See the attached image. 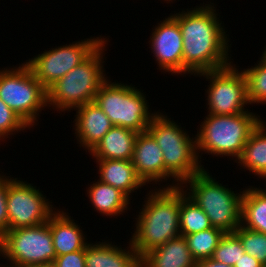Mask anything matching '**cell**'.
<instances>
[{"instance_id": "1", "label": "cell", "mask_w": 266, "mask_h": 267, "mask_svg": "<svg viewBox=\"0 0 266 267\" xmlns=\"http://www.w3.org/2000/svg\"><path fill=\"white\" fill-rule=\"evenodd\" d=\"M215 6L213 2H203L171 14L178 21L183 38V76H195L233 63L229 34Z\"/></svg>"}, {"instance_id": "2", "label": "cell", "mask_w": 266, "mask_h": 267, "mask_svg": "<svg viewBox=\"0 0 266 267\" xmlns=\"http://www.w3.org/2000/svg\"><path fill=\"white\" fill-rule=\"evenodd\" d=\"M135 217L130 242L140 257L165 244L180 232V187L158 188L152 185ZM157 187V188H156Z\"/></svg>"}, {"instance_id": "3", "label": "cell", "mask_w": 266, "mask_h": 267, "mask_svg": "<svg viewBox=\"0 0 266 267\" xmlns=\"http://www.w3.org/2000/svg\"><path fill=\"white\" fill-rule=\"evenodd\" d=\"M169 117L158 110L147 129L163 153L166 184L159 188L180 187L205 166L198 159L196 137L191 138L185 127Z\"/></svg>"}, {"instance_id": "4", "label": "cell", "mask_w": 266, "mask_h": 267, "mask_svg": "<svg viewBox=\"0 0 266 267\" xmlns=\"http://www.w3.org/2000/svg\"><path fill=\"white\" fill-rule=\"evenodd\" d=\"M107 38L85 61L47 89V108L59 113L94 101L101 85L109 78L104 69ZM105 72V73H104Z\"/></svg>"}, {"instance_id": "5", "label": "cell", "mask_w": 266, "mask_h": 267, "mask_svg": "<svg viewBox=\"0 0 266 267\" xmlns=\"http://www.w3.org/2000/svg\"><path fill=\"white\" fill-rule=\"evenodd\" d=\"M204 118L195 134L200 163L203 153L217 158L231 157L236 162L242 155L249 135L262 120L249 110L235 115L207 114Z\"/></svg>"}, {"instance_id": "6", "label": "cell", "mask_w": 266, "mask_h": 267, "mask_svg": "<svg viewBox=\"0 0 266 267\" xmlns=\"http://www.w3.org/2000/svg\"><path fill=\"white\" fill-rule=\"evenodd\" d=\"M208 171L203 168L180 187L205 212L212 227L234 233L241 223L244 188L234 192L233 188L219 183Z\"/></svg>"}, {"instance_id": "7", "label": "cell", "mask_w": 266, "mask_h": 267, "mask_svg": "<svg viewBox=\"0 0 266 267\" xmlns=\"http://www.w3.org/2000/svg\"><path fill=\"white\" fill-rule=\"evenodd\" d=\"M137 89L122 82H111L110 77L101 85L94 102L110 119L113 126H120L138 133L146 132L152 118L158 111L149 110L147 96ZM152 111V112H151Z\"/></svg>"}, {"instance_id": "8", "label": "cell", "mask_w": 266, "mask_h": 267, "mask_svg": "<svg viewBox=\"0 0 266 267\" xmlns=\"http://www.w3.org/2000/svg\"><path fill=\"white\" fill-rule=\"evenodd\" d=\"M0 70V99L30 128L47 108V90L23 62ZM39 116V117H38Z\"/></svg>"}, {"instance_id": "9", "label": "cell", "mask_w": 266, "mask_h": 267, "mask_svg": "<svg viewBox=\"0 0 266 267\" xmlns=\"http://www.w3.org/2000/svg\"><path fill=\"white\" fill-rule=\"evenodd\" d=\"M0 256L20 267L52 264L56 253L48 221L8 230L0 238Z\"/></svg>"}, {"instance_id": "10", "label": "cell", "mask_w": 266, "mask_h": 267, "mask_svg": "<svg viewBox=\"0 0 266 267\" xmlns=\"http://www.w3.org/2000/svg\"><path fill=\"white\" fill-rule=\"evenodd\" d=\"M107 37L97 36L77 40L71 44L55 46L24 62L36 79L47 90L69 71L85 61Z\"/></svg>"}, {"instance_id": "11", "label": "cell", "mask_w": 266, "mask_h": 267, "mask_svg": "<svg viewBox=\"0 0 266 267\" xmlns=\"http://www.w3.org/2000/svg\"><path fill=\"white\" fill-rule=\"evenodd\" d=\"M238 67L231 63L227 67L194 76L203 77L210 83L205 90L207 114L235 115L248 111L247 82Z\"/></svg>"}, {"instance_id": "12", "label": "cell", "mask_w": 266, "mask_h": 267, "mask_svg": "<svg viewBox=\"0 0 266 267\" xmlns=\"http://www.w3.org/2000/svg\"><path fill=\"white\" fill-rule=\"evenodd\" d=\"M20 179L7 176L8 230L46 223L57 210L43 191Z\"/></svg>"}, {"instance_id": "13", "label": "cell", "mask_w": 266, "mask_h": 267, "mask_svg": "<svg viewBox=\"0 0 266 267\" xmlns=\"http://www.w3.org/2000/svg\"><path fill=\"white\" fill-rule=\"evenodd\" d=\"M164 19L152 28L149 48L161 73L183 76V38L179 23L171 13Z\"/></svg>"}, {"instance_id": "14", "label": "cell", "mask_w": 266, "mask_h": 267, "mask_svg": "<svg viewBox=\"0 0 266 267\" xmlns=\"http://www.w3.org/2000/svg\"><path fill=\"white\" fill-rule=\"evenodd\" d=\"M131 161L137 176L145 185L166 183L163 153L147 131L138 133Z\"/></svg>"}, {"instance_id": "15", "label": "cell", "mask_w": 266, "mask_h": 267, "mask_svg": "<svg viewBox=\"0 0 266 267\" xmlns=\"http://www.w3.org/2000/svg\"><path fill=\"white\" fill-rule=\"evenodd\" d=\"M74 110L76 111V118L73 120L74 136L80 148L89 153L113 127V124L94 101Z\"/></svg>"}, {"instance_id": "16", "label": "cell", "mask_w": 266, "mask_h": 267, "mask_svg": "<svg viewBox=\"0 0 266 267\" xmlns=\"http://www.w3.org/2000/svg\"><path fill=\"white\" fill-rule=\"evenodd\" d=\"M127 243L128 247H122L109 240L89 242L85 247V267H141V257L130 240Z\"/></svg>"}, {"instance_id": "17", "label": "cell", "mask_w": 266, "mask_h": 267, "mask_svg": "<svg viewBox=\"0 0 266 267\" xmlns=\"http://www.w3.org/2000/svg\"><path fill=\"white\" fill-rule=\"evenodd\" d=\"M48 225L56 256L83 250L89 243L82 227L68 212H64L63 208L61 210L57 209L50 216Z\"/></svg>"}, {"instance_id": "18", "label": "cell", "mask_w": 266, "mask_h": 267, "mask_svg": "<svg viewBox=\"0 0 266 267\" xmlns=\"http://www.w3.org/2000/svg\"><path fill=\"white\" fill-rule=\"evenodd\" d=\"M98 164V180L122 191L130 200L145 184L137 176L131 160L94 159ZM136 190V191H135Z\"/></svg>"}, {"instance_id": "19", "label": "cell", "mask_w": 266, "mask_h": 267, "mask_svg": "<svg viewBox=\"0 0 266 267\" xmlns=\"http://www.w3.org/2000/svg\"><path fill=\"white\" fill-rule=\"evenodd\" d=\"M195 264L182 235L149 250L141 257V267H195Z\"/></svg>"}, {"instance_id": "20", "label": "cell", "mask_w": 266, "mask_h": 267, "mask_svg": "<svg viewBox=\"0 0 266 267\" xmlns=\"http://www.w3.org/2000/svg\"><path fill=\"white\" fill-rule=\"evenodd\" d=\"M138 132L113 126L89 152L94 159L131 160Z\"/></svg>"}, {"instance_id": "21", "label": "cell", "mask_w": 266, "mask_h": 267, "mask_svg": "<svg viewBox=\"0 0 266 267\" xmlns=\"http://www.w3.org/2000/svg\"><path fill=\"white\" fill-rule=\"evenodd\" d=\"M86 187V196H88L92 208L94 211L100 213L102 217L105 215L108 217L123 215L130 210V199L119 189L114 188L111 185L95 180Z\"/></svg>"}, {"instance_id": "22", "label": "cell", "mask_w": 266, "mask_h": 267, "mask_svg": "<svg viewBox=\"0 0 266 267\" xmlns=\"http://www.w3.org/2000/svg\"><path fill=\"white\" fill-rule=\"evenodd\" d=\"M263 120L253 129L242 155L235 162L248 170V173L252 172L257 179H262L266 175V122Z\"/></svg>"}, {"instance_id": "23", "label": "cell", "mask_w": 266, "mask_h": 267, "mask_svg": "<svg viewBox=\"0 0 266 267\" xmlns=\"http://www.w3.org/2000/svg\"><path fill=\"white\" fill-rule=\"evenodd\" d=\"M241 226L266 234V192L246 186L241 202Z\"/></svg>"}, {"instance_id": "24", "label": "cell", "mask_w": 266, "mask_h": 267, "mask_svg": "<svg viewBox=\"0 0 266 267\" xmlns=\"http://www.w3.org/2000/svg\"><path fill=\"white\" fill-rule=\"evenodd\" d=\"M212 227L205 212L180 187V232L190 235Z\"/></svg>"}, {"instance_id": "25", "label": "cell", "mask_w": 266, "mask_h": 267, "mask_svg": "<svg viewBox=\"0 0 266 267\" xmlns=\"http://www.w3.org/2000/svg\"><path fill=\"white\" fill-rule=\"evenodd\" d=\"M224 234L225 232L221 229L211 227L204 231L182 236L186 239L192 257L198 262L212 257Z\"/></svg>"}, {"instance_id": "26", "label": "cell", "mask_w": 266, "mask_h": 267, "mask_svg": "<svg viewBox=\"0 0 266 267\" xmlns=\"http://www.w3.org/2000/svg\"><path fill=\"white\" fill-rule=\"evenodd\" d=\"M243 73L247 82V98L250 105H266V63L259 58L257 64L244 68Z\"/></svg>"}, {"instance_id": "27", "label": "cell", "mask_w": 266, "mask_h": 267, "mask_svg": "<svg viewBox=\"0 0 266 267\" xmlns=\"http://www.w3.org/2000/svg\"><path fill=\"white\" fill-rule=\"evenodd\" d=\"M244 253L239 237L235 233H225L211 258L225 265L234 266Z\"/></svg>"}, {"instance_id": "28", "label": "cell", "mask_w": 266, "mask_h": 267, "mask_svg": "<svg viewBox=\"0 0 266 267\" xmlns=\"http://www.w3.org/2000/svg\"><path fill=\"white\" fill-rule=\"evenodd\" d=\"M234 233L239 237L243 249L263 265L266 264V234L239 226Z\"/></svg>"}, {"instance_id": "29", "label": "cell", "mask_w": 266, "mask_h": 267, "mask_svg": "<svg viewBox=\"0 0 266 267\" xmlns=\"http://www.w3.org/2000/svg\"><path fill=\"white\" fill-rule=\"evenodd\" d=\"M27 129L30 127L0 99V142Z\"/></svg>"}, {"instance_id": "30", "label": "cell", "mask_w": 266, "mask_h": 267, "mask_svg": "<svg viewBox=\"0 0 266 267\" xmlns=\"http://www.w3.org/2000/svg\"><path fill=\"white\" fill-rule=\"evenodd\" d=\"M0 238L8 231L7 176L0 171ZM3 174V175H2Z\"/></svg>"}, {"instance_id": "31", "label": "cell", "mask_w": 266, "mask_h": 267, "mask_svg": "<svg viewBox=\"0 0 266 267\" xmlns=\"http://www.w3.org/2000/svg\"><path fill=\"white\" fill-rule=\"evenodd\" d=\"M52 264L54 267H85V248L56 256Z\"/></svg>"}, {"instance_id": "32", "label": "cell", "mask_w": 266, "mask_h": 267, "mask_svg": "<svg viewBox=\"0 0 266 267\" xmlns=\"http://www.w3.org/2000/svg\"><path fill=\"white\" fill-rule=\"evenodd\" d=\"M262 263L259 262L255 257L249 255L248 253H244L243 256L237 261L234 267H262Z\"/></svg>"}, {"instance_id": "33", "label": "cell", "mask_w": 266, "mask_h": 267, "mask_svg": "<svg viewBox=\"0 0 266 267\" xmlns=\"http://www.w3.org/2000/svg\"><path fill=\"white\" fill-rule=\"evenodd\" d=\"M195 267H234V266L225 265L224 263H220L213 260L212 258H209L196 262Z\"/></svg>"}, {"instance_id": "34", "label": "cell", "mask_w": 266, "mask_h": 267, "mask_svg": "<svg viewBox=\"0 0 266 267\" xmlns=\"http://www.w3.org/2000/svg\"><path fill=\"white\" fill-rule=\"evenodd\" d=\"M260 58L266 63V47H264V50H263L262 54L260 55Z\"/></svg>"}, {"instance_id": "35", "label": "cell", "mask_w": 266, "mask_h": 267, "mask_svg": "<svg viewBox=\"0 0 266 267\" xmlns=\"http://www.w3.org/2000/svg\"><path fill=\"white\" fill-rule=\"evenodd\" d=\"M0 267H20V266L5 262L4 265L0 263Z\"/></svg>"}, {"instance_id": "36", "label": "cell", "mask_w": 266, "mask_h": 267, "mask_svg": "<svg viewBox=\"0 0 266 267\" xmlns=\"http://www.w3.org/2000/svg\"><path fill=\"white\" fill-rule=\"evenodd\" d=\"M26 267H54L53 264H46V265H31Z\"/></svg>"}, {"instance_id": "37", "label": "cell", "mask_w": 266, "mask_h": 267, "mask_svg": "<svg viewBox=\"0 0 266 267\" xmlns=\"http://www.w3.org/2000/svg\"><path fill=\"white\" fill-rule=\"evenodd\" d=\"M163 1L168 4V3H171V2L174 3L176 0H163Z\"/></svg>"}, {"instance_id": "38", "label": "cell", "mask_w": 266, "mask_h": 267, "mask_svg": "<svg viewBox=\"0 0 266 267\" xmlns=\"http://www.w3.org/2000/svg\"><path fill=\"white\" fill-rule=\"evenodd\" d=\"M262 179L266 181V175ZM265 187H266V182H265ZM263 190L266 192V188H264Z\"/></svg>"}]
</instances>
